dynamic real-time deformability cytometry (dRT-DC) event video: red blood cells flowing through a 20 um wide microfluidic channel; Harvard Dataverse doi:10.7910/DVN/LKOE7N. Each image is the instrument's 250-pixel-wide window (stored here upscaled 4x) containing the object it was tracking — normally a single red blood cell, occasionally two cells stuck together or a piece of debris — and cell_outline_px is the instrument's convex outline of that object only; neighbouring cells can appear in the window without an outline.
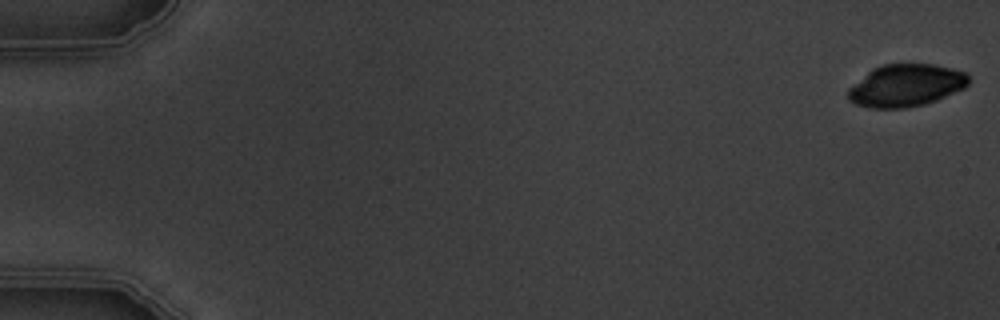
{"species": "common noctule bat (a hibernating species)", "species_latin": "Nyctalus noctula", "temperature_condition": "warm", "stored_images_in_passage": 4, "camera_frame_rate_fps": 3000, "um_per_image_px": 0.085, "animal": {"sex": "male", "body_mass_g": 19.5, "forearm_length_mm": 54.6}, "frame": {"image": 1, "passage_image": 1, "time_ms": 0.0, "image_size_px": [1000, 320], "cell_outline_px": [[968, 84], [964, 88], [936, 100], [924, 104], [904, 108], [868, 108], [856, 104], [848, 100], [848, 88], [872, 68], [884, 64], [936, 64], [968, 72]], "centroid_in_image_um": [77.0, 7.26], "position_along_channel_um": 8.0, "area_um2": 29.82}}